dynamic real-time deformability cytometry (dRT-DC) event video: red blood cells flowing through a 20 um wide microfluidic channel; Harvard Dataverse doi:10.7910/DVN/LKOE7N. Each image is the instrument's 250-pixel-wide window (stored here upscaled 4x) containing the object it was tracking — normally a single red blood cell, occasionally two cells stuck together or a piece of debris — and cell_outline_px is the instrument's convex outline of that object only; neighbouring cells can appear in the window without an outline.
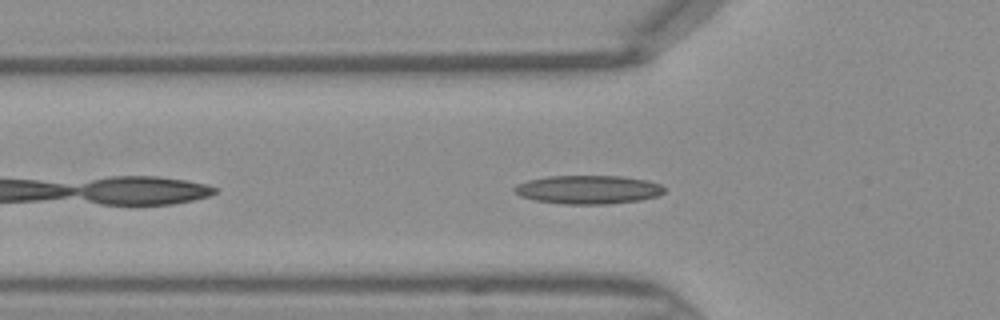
{"species": "Egyptian fruit bat (a non-hibernating species)", "species_latin": "Rousettus aegyptiacus", "temperature_condition": "warm", "stored_images_in_passage": 34, "camera_frame_rate_fps": 3000, "um_per_image_px": 0.085, "frame": {"image": 1, "passage_image": 4, "time_ms": 1.0, "image_size_px": [1000, 320], "cell_outline_px": [[664, 192], [660, 196], [640, 200], [608, 204], [564, 204], [532, 200], [520, 196], [512, 192], [512, 188], [516, 184], [528, 180], [548, 176], [620, 176], [648, 180], [660, 184], [664, 188]], "centroid_in_image_um": [49.96, 16.12], "position_along_channel_um": 75.8, "area_um2": 25.26}}
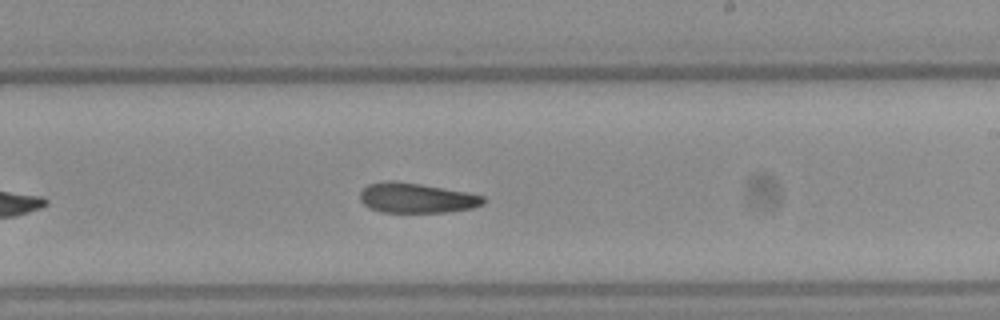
{"frame": {"image": 2, "passage_image": 16, "time_ms": 5.0, "image_size_px": [1000, 320], "cell_outline_px": [[484, 204], [472, 208], [444, 212], [380, 212], [364, 204], [360, 200], [360, 192], [368, 184], [388, 180], [392, 180], [420, 184], [468, 192], [484, 196]], "centroid_in_image_um": [35.4, 16.82], "position_along_channel_um": 253.6, "area_um2": 21.44}}
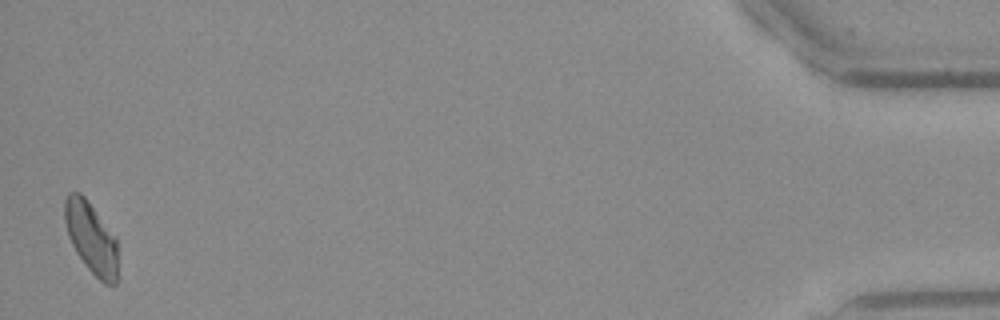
{"frame": {"image": 3, "passage_image": 34, "time_ms": 11.0, "image_size_px": [1000, 320], "cell_outline_px": [[116, 284], [104, 284], [88, 268], [76, 252], [68, 236], [64, 220], [64, 200], [68, 192], [80, 192], [84, 196], [116, 236]], "centroid_in_image_um": [7.72, 20.17], "position_along_channel_um": 427.5, "area_um2": 21.91}}